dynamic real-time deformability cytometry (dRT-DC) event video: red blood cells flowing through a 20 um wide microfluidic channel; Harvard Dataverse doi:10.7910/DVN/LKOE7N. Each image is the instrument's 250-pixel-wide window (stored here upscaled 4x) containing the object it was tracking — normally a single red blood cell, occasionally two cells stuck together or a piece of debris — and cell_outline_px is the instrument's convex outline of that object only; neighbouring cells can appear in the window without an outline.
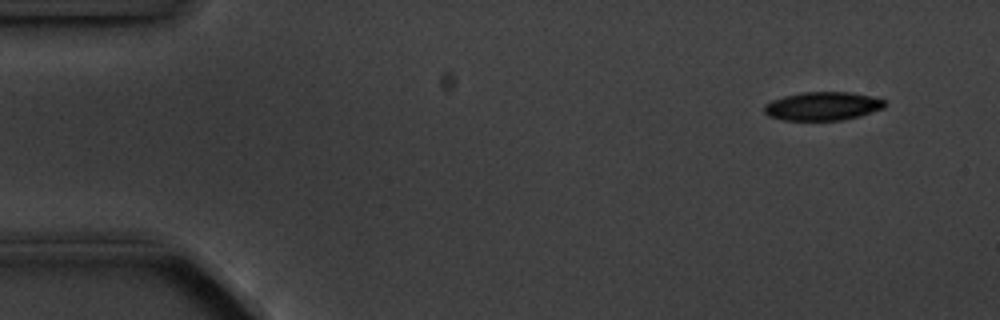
{"species": "common noctule bat (a hibernating species)", "species_latin": "Nyctalus noctula", "temperature_condition": "cold", "stored_images_in_passage": 4, "camera_frame_rate_fps": 3000, "um_per_image_px": 0.085, "animal": {"sex": "male", "body_mass_g": 20.1, "forearm_length_mm": 53.5}, "frame": {"image": 1, "passage_image": 1, "time_ms": 0.0, "image_size_px": [1000, 320], "cell_outline_px": [[884, 108], [860, 116], [840, 120], [784, 120], [768, 116], [764, 112], [764, 104], [772, 100], [784, 96], [804, 92], [848, 92], [868, 96], [884, 100]], "centroid_in_image_um": [69.88, 9.03], "position_along_channel_um": 15.1, "area_um2": 19.83}}
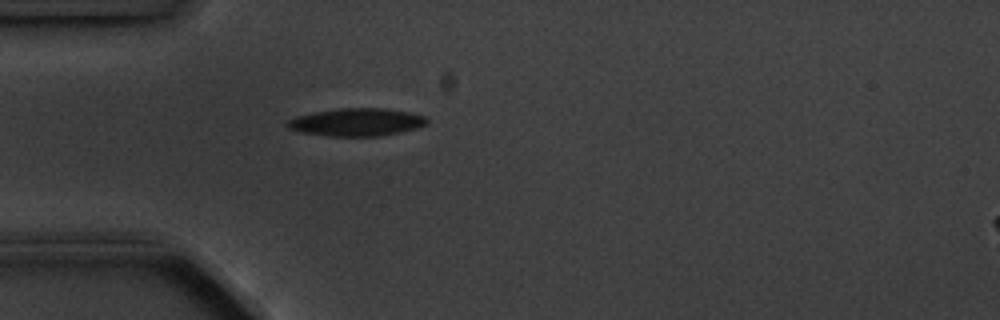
{"frame": {"image": 2, "passage_image": 4, "time_ms": 3.667, "image_size_px": [1000, 320], "cell_outline_px": [[428, 124], [416, 128], [400, 132], [380, 136], [328, 136], [300, 132], [288, 128], [284, 124], [288, 120], [296, 116], [312, 112], [340, 108], [384, 108], [408, 112], [424, 116], [428, 120]], "centroid_in_image_um": [30.28, 10.38], "position_along_channel_um": 54.7, "area_um2": 22.66}}